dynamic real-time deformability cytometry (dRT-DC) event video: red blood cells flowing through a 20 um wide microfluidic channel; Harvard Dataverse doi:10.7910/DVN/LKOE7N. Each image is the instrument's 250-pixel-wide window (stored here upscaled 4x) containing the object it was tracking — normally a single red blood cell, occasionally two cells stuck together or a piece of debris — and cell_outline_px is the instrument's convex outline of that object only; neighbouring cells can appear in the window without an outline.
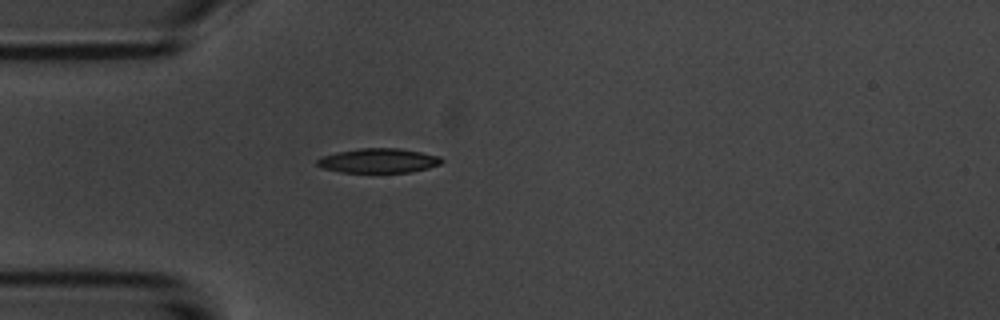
{"species": "common noctule bat (a hibernating species)", "species_latin": "Nyctalus noctula", "temperature_condition": "room temperature", "stored_images_in_passage": 5, "camera_frame_rate_fps": 3000, "um_per_image_px": 0.085, "animal": {"sex": "male", "body_mass_g": 20.1, "forearm_length_mm": 53.5}, "frame": {"image": 1, "passage_image": 5, "time_ms": 4.667, "image_size_px": [1000, 320], "cell_outline_px": [[444, 160], [440, 164], [428, 168], [408, 172], [340, 172], [320, 168], [316, 164], [316, 160], [320, 156], [336, 152], [360, 148], [400, 148], [440, 156]], "centroid_in_image_um": [32.12, 13.65], "position_along_channel_um": 52.9, "area_um2": 17.86}}